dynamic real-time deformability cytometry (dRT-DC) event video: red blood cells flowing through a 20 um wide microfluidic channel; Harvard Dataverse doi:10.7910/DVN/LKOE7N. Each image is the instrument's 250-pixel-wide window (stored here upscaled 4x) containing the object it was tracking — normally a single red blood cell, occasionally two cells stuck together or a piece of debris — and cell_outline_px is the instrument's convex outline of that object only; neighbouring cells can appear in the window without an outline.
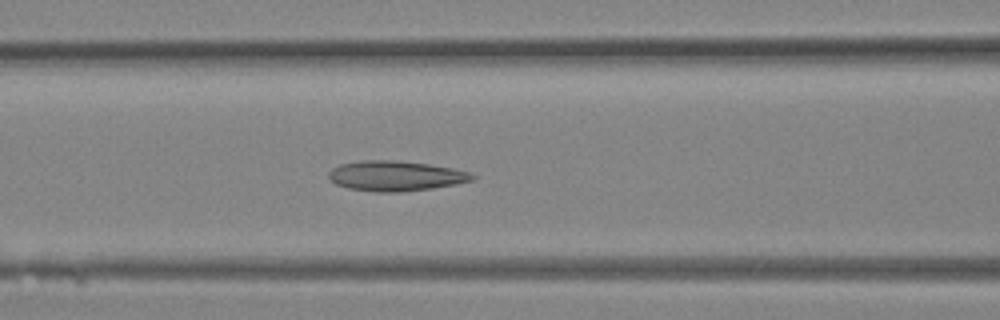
{"species": "Egyptian fruit bat (a non-hibernating species)", "species_latin": "Rousettus aegyptiacus", "temperature_condition": "room temperature", "stored_images_in_passage": 33, "camera_frame_rate_fps": 3000, "um_per_image_px": 0.085, "animal": {"sex": "female"}, "frame": {"image": 1, "passage_image": 14, "time_ms": 4.333, "image_size_px": [1000, 320], "cell_outline_px": [[476, 176], [472, 180], [456, 184], [432, 188], [400, 192], [376, 192], [348, 188], [336, 184], [328, 176], [328, 172], [332, 168], [340, 164], [360, 160], [392, 160], [428, 164], [452, 168], [468, 172]], "centroid_in_image_um": [33.59, 14.95], "position_along_channel_um": 133.0, "area_um2": 25.09}}
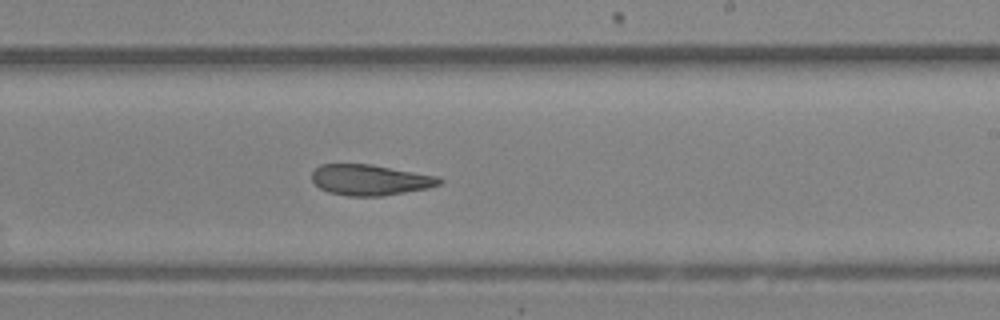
{"frame": {"image": 2, "passage_image": 20, "time_ms": 6.333, "image_size_px": [1000, 320], "cell_outline_px": [[444, 180], [440, 184], [428, 188], [384, 196], [348, 196], [328, 192], [320, 188], [312, 180], [312, 172], [320, 164], [372, 164], [436, 176]], "centroid_in_image_um": [31.45, 15.29], "position_along_channel_um": 257.5, "area_um2": 22.83}}
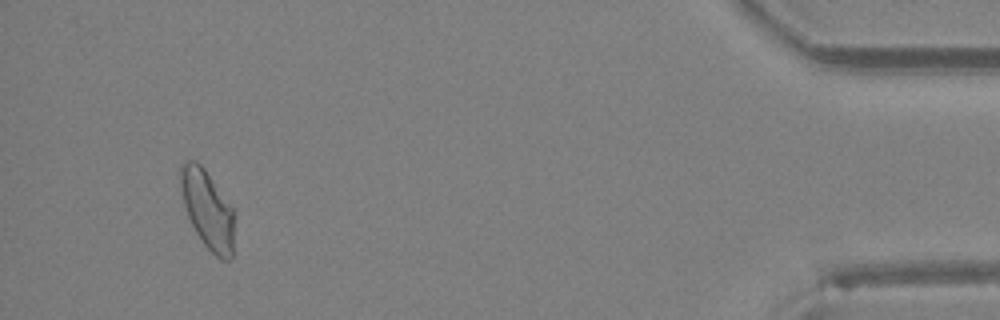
{"frame": {"image": 3, "passage_image": 31, "time_ms": 10.0, "image_size_px": [1000, 320], "cell_outline_px": [[232, 256], [228, 260], [220, 260], [204, 244], [196, 232], [188, 216], [184, 204], [180, 188], [180, 164], [184, 160], [196, 160], [204, 168], [232, 208]], "centroid_in_image_um": [17.59, 17.76], "position_along_channel_um": 417.6, "area_um2": 23.99}}